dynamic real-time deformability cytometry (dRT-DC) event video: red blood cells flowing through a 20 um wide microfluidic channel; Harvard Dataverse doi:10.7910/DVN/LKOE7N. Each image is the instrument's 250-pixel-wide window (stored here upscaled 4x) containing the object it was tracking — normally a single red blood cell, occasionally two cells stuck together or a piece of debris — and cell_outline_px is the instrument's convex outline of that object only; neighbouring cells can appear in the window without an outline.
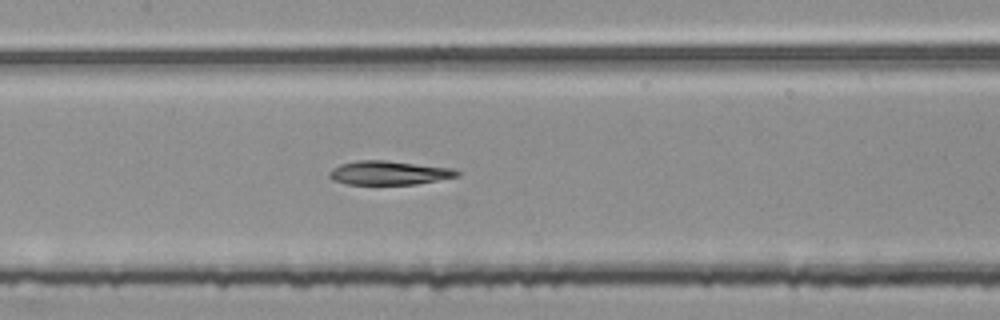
{"species": "common noctule bat (a hibernating species)", "species_latin": "Nyctalus noctula", "temperature_condition": "room temperature", "stored_images_in_passage": 55, "segment_of_instrument_passage": [2, 2], "camera_frame_rate_fps": 3000, "um_per_image_px": 0.085, "animal": {"sex": "female", "body_mass_g": 25.1}, "frame": {"image": 1, "passage_image": 26, "time_ms": 8.333, "image_size_px": [1000, 320], "cell_outline_px": [[460, 176], [416, 184], [348, 184], [332, 180], [328, 176], [328, 172], [332, 168], [340, 164], [356, 160], [388, 160], [452, 168], [460, 172]], "centroid_in_image_um": [33.04, 14.68], "position_along_channel_um": 174.4, "area_um2": 17.92}}
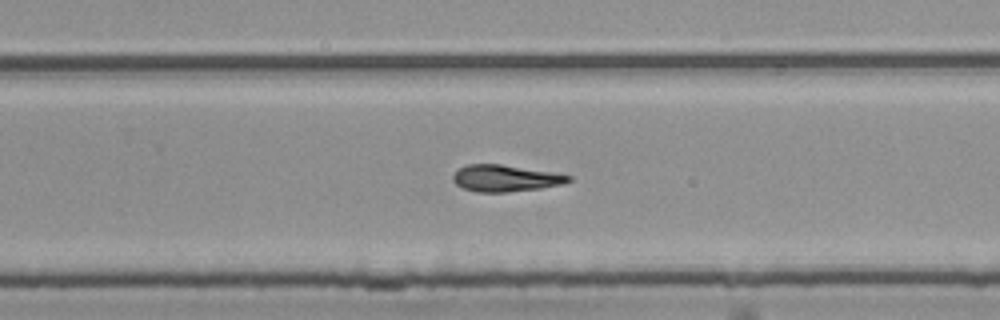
{"frame": {"image": 2, "passage_image": 35, "time_ms": 11.333, "image_size_px": [1000, 320], "cell_outline_px": [[572, 180], [560, 184], [540, 188], [508, 192], [476, 192], [464, 188], [456, 184], [452, 180], [452, 176], [464, 164], [500, 164], [552, 172], [572, 176]], "centroid_in_image_um": [42.92, 15.15], "position_along_channel_um": 286.9, "area_um2": 17.8}}
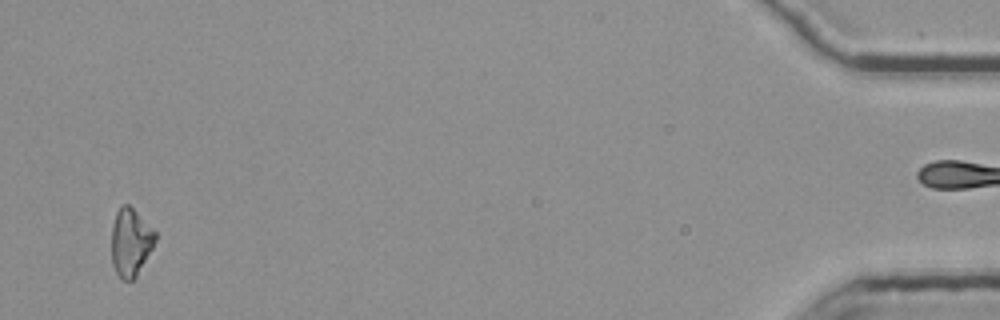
{"frame": {"image": 3, "passage_image": 53, "time_ms": 17.333, "image_size_px": [1000, 320], "cell_outline_px": [[156, 240], [152, 248], [136, 276], [132, 280], [120, 280], [112, 264], [112, 224], [116, 212], [124, 204], [128, 204], [156, 232]], "centroid_in_image_um": [11.08, 20.61], "position_along_channel_um": 424.1, "area_um2": 17.05}}